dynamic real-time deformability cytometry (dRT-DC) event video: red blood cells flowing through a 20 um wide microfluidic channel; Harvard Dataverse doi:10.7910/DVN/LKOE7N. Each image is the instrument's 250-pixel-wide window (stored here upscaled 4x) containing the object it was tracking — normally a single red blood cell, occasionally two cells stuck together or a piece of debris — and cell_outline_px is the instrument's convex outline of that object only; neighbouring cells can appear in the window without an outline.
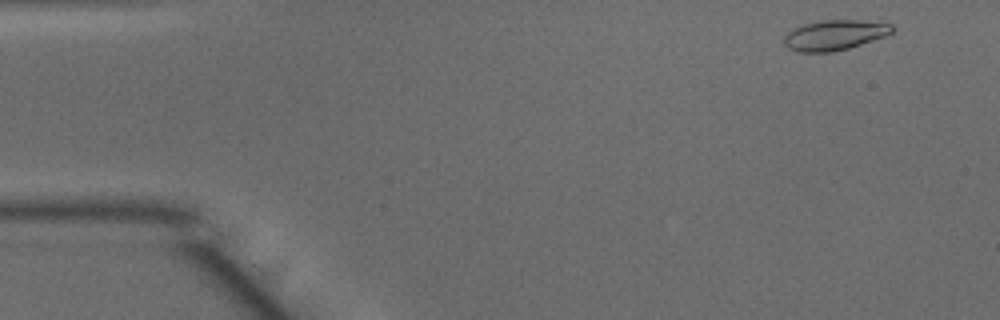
{"species": "common noctule bat (a hibernating species)", "species_latin": "Nyctalus noctula", "temperature_condition": "warm", "stored_images_in_passage": 9, "camera_frame_rate_fps": 3000, "um_per_image_px": 0.085, "animal": {"sex": "male", "body_mass_g": 15.6}, "frame": {"image": 1, "passage_image": 1, "time_ms": 0.0, "image_size_px": [1000, 320], "cell_outline_px": [[896, 28], [892, 32], [884, 36], [848, 48], [832, 52], [800, 52], [788, 48], [784, 44], [784, 36], [788, 32], [804, 24], [824, 20], [860, 20], [892, 24]], "centroid_in_image_um": [70.94, 2.98], "position_along_channel_um": 14.1, "area_um2": 18.79}}